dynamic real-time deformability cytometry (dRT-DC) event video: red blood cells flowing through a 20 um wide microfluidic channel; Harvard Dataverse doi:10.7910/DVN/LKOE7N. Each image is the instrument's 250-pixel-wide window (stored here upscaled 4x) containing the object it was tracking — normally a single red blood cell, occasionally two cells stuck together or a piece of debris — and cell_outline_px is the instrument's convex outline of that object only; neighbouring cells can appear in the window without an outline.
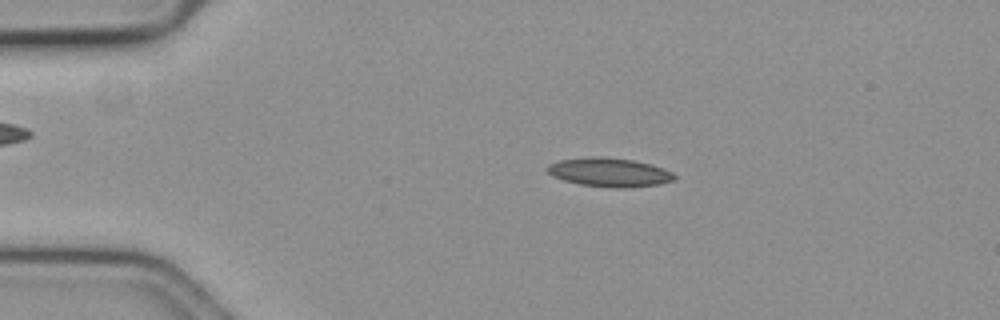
{"species": "common noctule bat (a hibernating species)", "species_latin": "Nyctalus noctula", "temperature_condition": "cold", "stored_images_in_passage": 49, "camera_frame_rate_fps": 3000, "um_per_image_px": 0.085, "animal": {"sex": "female", "body_mass_g": 19.3, "forearm_length_mm": 54.1}, "frame": {"image": 1, "passage_image": 4, "time_ms": 1.0, "image_size_px": [1000, 320], "cell_outline_px": [[676, 180], [660, 184], [628, 188], [612, 188], [580, 184], [564, 180], [552, 176], [548, 172], [548, 164], [560, 160], [588, 156], [600, 156], [632, 160], [648, 164], [672, 172], [676, 176]], "centroid_in_image_um": [51.79, 14.65], "position_along_channel_um": 33.2, "area_um2": 21.33}}
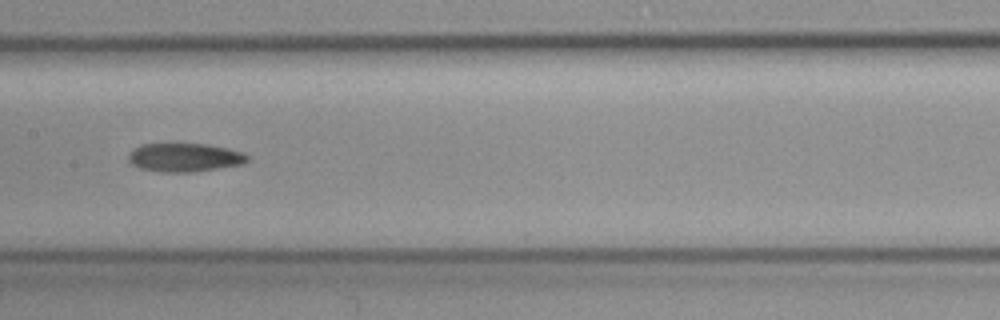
{"frame": {"image": 2, "passage_image": 21, "time_ms": 6.667, "image_size_px": [1000, 320], "cell_outline_px": [[248, 160], [244, 164], [192, 172], [160, 172], [140, 168], [132, 164], [128, 160], [128, 156], [132, 148], [140, 144], [176, 140], [208, 144], [228, 148], [244, 152], [248, 156]], "centroid_in_image_um": [15.65, 13.32], "position_along_channel_um": 191.8, "area_um2": 20.92}}
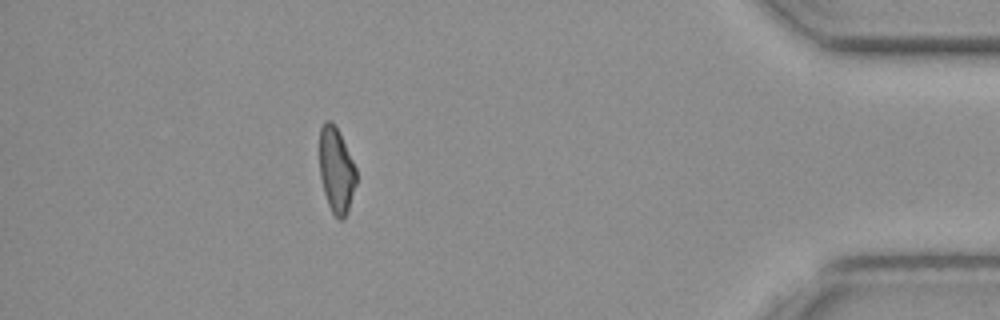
{"frame": {"image": 3, "passage_image": 43, "time_ms": 14.0, "image_size_px": [1000, 320], "cell_outline_px": [[356, 184], [348, 212], [344, 220], [340, 220], [332, 212], [328, 204], [324, 192], [320, 176], [320, 128], [324, 120], [332, 120], [356, 168]], "centroid_in_image_um": [28.58, 14.5], "position_along_channel_um": 406.6, "area_um2": 18.09}}